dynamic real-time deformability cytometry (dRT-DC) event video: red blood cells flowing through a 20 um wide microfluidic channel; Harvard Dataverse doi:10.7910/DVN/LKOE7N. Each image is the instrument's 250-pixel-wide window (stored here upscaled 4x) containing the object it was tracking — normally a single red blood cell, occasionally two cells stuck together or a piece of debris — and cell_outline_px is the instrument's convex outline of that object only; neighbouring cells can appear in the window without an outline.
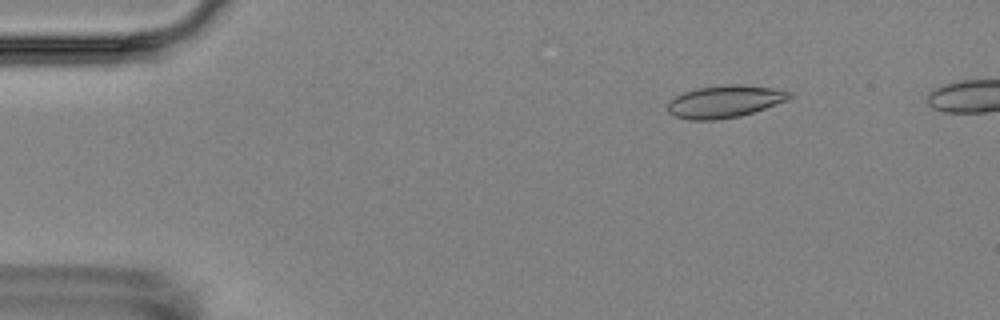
{"species": "Egyptian fruit bat (a non-hibernating species)", "species_latin": "Rousettus aegyptiacus", "temperature_condition": "room temperature", "stored_images_in_passage": 6, "camera_frame_rate_fps": 3000, "um_per_image_px": 0.085, "animal": {"sex": "female"}, "frame": {"image": 1, "passage_image": 3, "time_ms": 2.333, "image_size_px": [1000, 320], "cell_outline_px": [[792, 96], [788, 100], [740, 116], [716, 120], [688, 120], [676, 116], [668, 112], [668, 100], [684, 92], [696, 88], [728, 84], [740, 84], [772, 88], [792, 92]], "centroid_in_image_um": [61.58, 8.63], "position_along_channel_um": 23.4, "area_um2": 22.89}}